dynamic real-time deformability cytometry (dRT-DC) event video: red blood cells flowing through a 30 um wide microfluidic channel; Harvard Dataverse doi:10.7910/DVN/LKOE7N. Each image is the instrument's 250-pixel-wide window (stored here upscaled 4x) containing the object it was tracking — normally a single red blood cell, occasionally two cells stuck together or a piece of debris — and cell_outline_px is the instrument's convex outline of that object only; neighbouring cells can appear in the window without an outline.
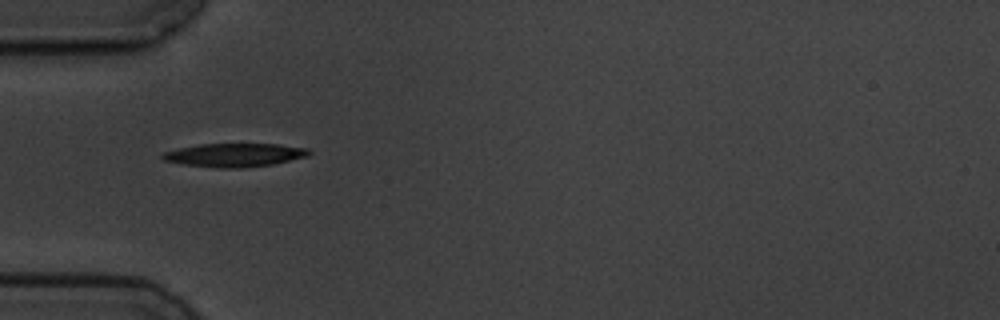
{"species": "common noctule bat (a hibernating species)", "species_latin": "Nyctalus noctula", "temperature_condition": "cold", "stored_images_in_passage": 2, "camera_frame_rate_fps": 3000, "um_per_image_px": 0.085, "animal": {"sex": "male", "body_mass_g": 19.5, "forearm_length_mm": 54.6}, "frame": {"image": 1, "passage_image": 1, "time_ms": 0.0, "image_size_px": [1000, 320], "cell_outline_px": [[312, 152], [308, 156], [272, 164], [240, 168], [220, 168], [184, 164], [164, 160], [160, 156], [164, 152], [180, 148], [200, 144], [280, 144], [308, 148]], "centroid_in_image_um": [19.97, 13.17], "position_along_channel_um": 65.0, "area_um2": 19.88}}
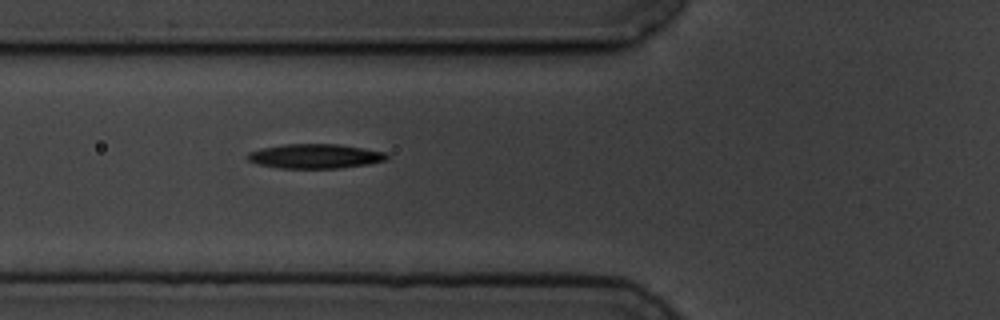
{"frame": {"image": 2, "passage_image": 2, "time_ms": 1.0, "image_size_px": [1000, 320], "cell_outline_px": [[388, 156], [384, 160], [368, 164], [340, 168], [280, 168], [260, 164], [248, 160], [244, 156], [248, 152], [260, 148], [284, 144], [340, 144], [364, 148], [384, 152]], "centroid_in_image_um": [26.74, 13.27], "position_along_channel_um": 99.1, "area_um2": 19.83}}